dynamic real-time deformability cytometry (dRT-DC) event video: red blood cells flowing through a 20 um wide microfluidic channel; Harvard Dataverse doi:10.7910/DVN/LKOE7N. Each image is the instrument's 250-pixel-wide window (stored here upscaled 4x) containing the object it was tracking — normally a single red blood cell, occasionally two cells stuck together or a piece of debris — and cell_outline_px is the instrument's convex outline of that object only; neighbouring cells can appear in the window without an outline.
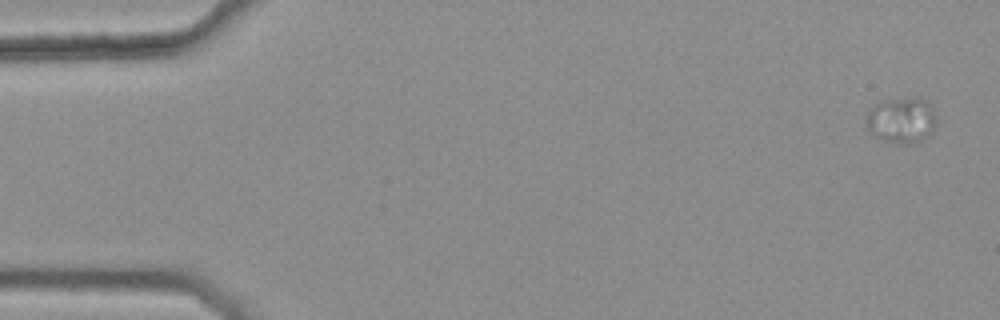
{"species": "common noctule bat (a hibernating species)", "species_latin": "Nyctalus noctula", "temperature_condition": "warm", "stored_images_in_passage": 4, "camera_frame_rate_fps": 3000, "um_per_image_px": 0.085, "animal": {"sex": "female", "body_mass_g": 25.1}, "frame": {"image": 1, "passage_image": 1, "time_ms": 0.0, "image_size_px": [1000, 320], "cell_outline_px": [[936, 120], [932, 132], [920, 140], [912, 144], [900, 144], [884, 140], [868, 132], [864, 120], [864, 116], [872, 104], [880, 100], [916, 96], [924, 100], [932, 108], [936, 116]], "centroid_in_image_um": [76.56, 10.18], "position_along_channel_um": 8.4, "area_um2": 19.25}}
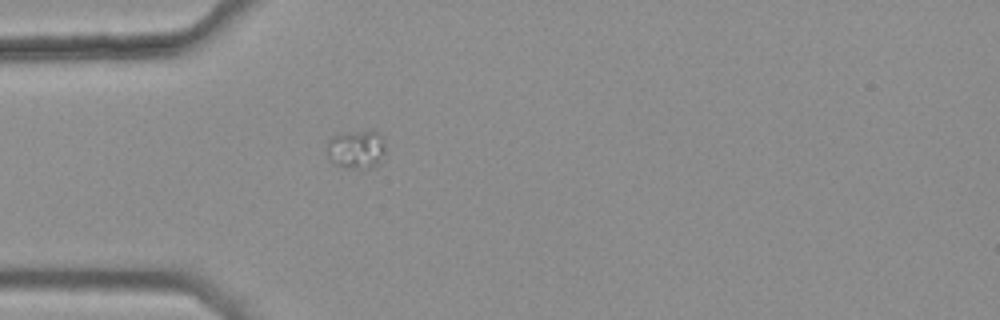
{"frame": {"image": 2, "passage_image": 4, "time_ms": 1.0, "image_size_px": [1000, 320], "cell_outline_px": [[384, 152], [376, 164], [372, 168], [356, 168], [336, 164], [328, 156], [328, 140], [332, 136], [372, 128], [380, 132], [384, 140]], "centroid_in_image_um": [30.33, 12.63], "position_along_channel_um": 54.7, "area_um2": 13.01}}